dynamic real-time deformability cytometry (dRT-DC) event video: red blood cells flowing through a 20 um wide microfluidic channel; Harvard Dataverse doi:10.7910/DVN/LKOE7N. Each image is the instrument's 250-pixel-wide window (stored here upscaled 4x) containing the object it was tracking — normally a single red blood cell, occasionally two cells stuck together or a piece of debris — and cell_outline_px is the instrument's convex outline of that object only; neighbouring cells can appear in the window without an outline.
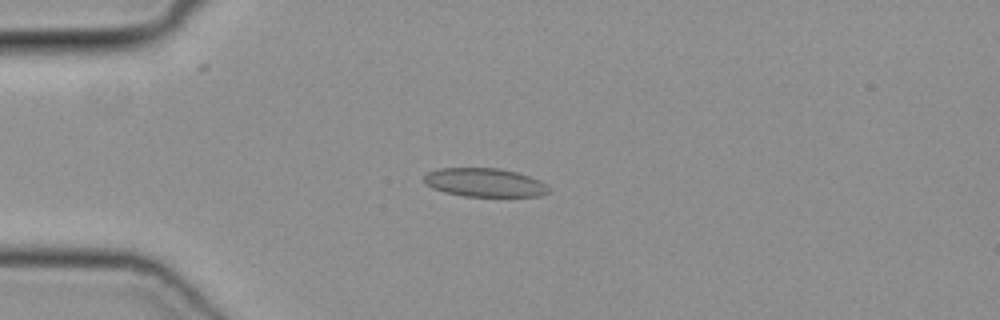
{"species": "common noctule bat (a hibernating species)", "species_latin": "Nyctalus noctula", "temperature_condition": "cold", "stored_images_in_passage": 43, "camera_frame_rate_fps": 3000, "um_per_image_px": 0.085, "animal": {"sex": "female", "body_mass_g": 19.3, "forearm_length_mm": 54.1}, "frame": {"image": 1, "passage_image": 6, "time_ms": 1.667, "image_size_px": [1000, 320], "cell_outline_px": [[552, 188], [548, 192], [540, 196], [464, 196], [444, 192], [432, 188], [424, 184], [424, 176], [428, 172], [440, 168], [500, 168], [516, 172], [540, 180], [548, 184]], "centroid_in_image_um": [41.21, 15.51], "position_along_channel_um": 43.8, "area_um2": 20.92}}
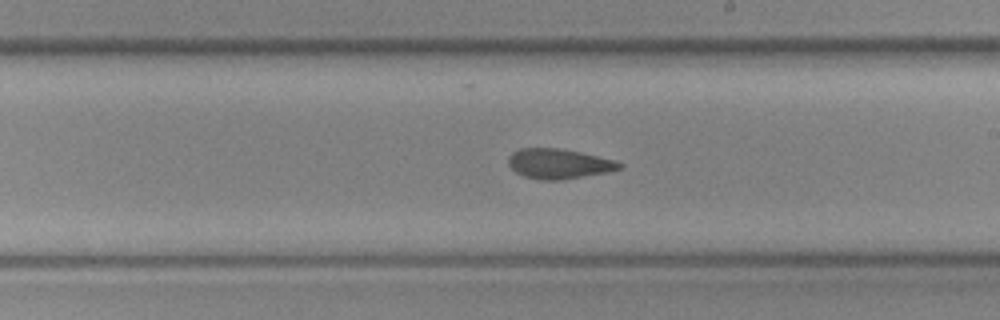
{"frame": {"image": 2, "passage_image": 22, "time_ms": 7.0, "image_size_px": [1000, 320], "cell_outline_px": [[624, 168], [608, 172], [564, 180], [540, 180], [524, 176], [516, 172], [508, 164], [508, 156], [512, 152], [520, 148], [560, 148], [580, 152], [612, 160], [624, 164]], "centroid_in_image_um": [47.49, 13.92], "position_along_channel_um": 241.5, "area_um2": 19.48}}
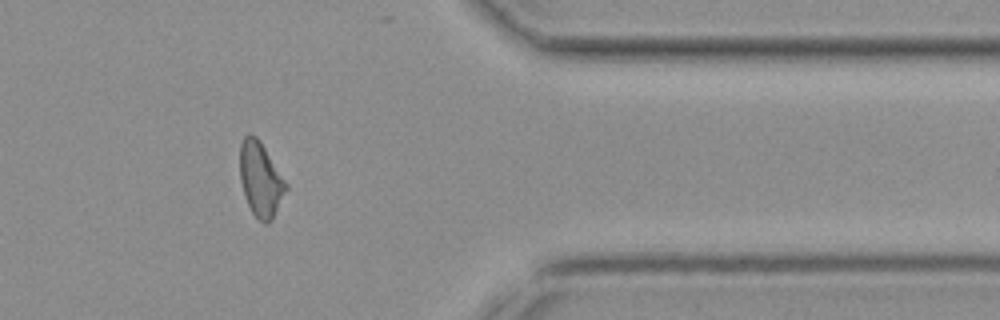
{"frame": {"image": 3, "passage_image": 34, "time_ms": 11.0, "image_size_px": [1000, 320], "cell_outline_px": [[288, 188], [272, 220], [268, 224], [264, 224], [252, 212], [244, 196], [240, 180], [240, 144], [244, 136], [256, 136], [288, 184]], "centroid_in_image_um": [22.15, 15.29], "position_along_channel_um": 389.2, "area_um2": 19.77}}